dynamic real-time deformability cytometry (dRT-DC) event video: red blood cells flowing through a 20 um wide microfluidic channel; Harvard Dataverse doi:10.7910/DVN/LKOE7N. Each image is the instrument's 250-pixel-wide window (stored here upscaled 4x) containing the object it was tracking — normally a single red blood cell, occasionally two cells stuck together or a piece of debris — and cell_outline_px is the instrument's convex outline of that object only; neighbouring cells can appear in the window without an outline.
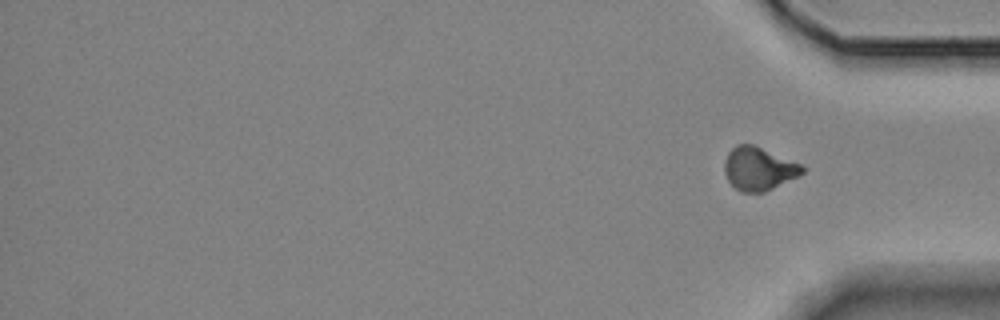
{"species": "Egyptian fruit bat (a non-hibernating species)", "species_latin": "Rousettus aegyptiacus", "temperature_condition": "room temperature", "stored_images_in_passage": 18, "segment_of_instrument_passage": [2, 2], "camera_frame_rate_fps": 3000, "um_per_image_px": 0.085, "animal": {"sex": "female"}, "frame": {"image": 1, "passage_image": 18, "time_ms": 19.333, "image_size_px": [1000, 320], "cell_outline_px": [[804, 172], [764, 192], [740, 192], [728, 180], [724, 172], [724, 160], [728, 152], [736, 144], [752, 144], [800, 164], [804, 168]], "centroid_in_image_um": [64.43, 14.33], "position_along_channel_um": 370.8, "area_um2": 19.19}}